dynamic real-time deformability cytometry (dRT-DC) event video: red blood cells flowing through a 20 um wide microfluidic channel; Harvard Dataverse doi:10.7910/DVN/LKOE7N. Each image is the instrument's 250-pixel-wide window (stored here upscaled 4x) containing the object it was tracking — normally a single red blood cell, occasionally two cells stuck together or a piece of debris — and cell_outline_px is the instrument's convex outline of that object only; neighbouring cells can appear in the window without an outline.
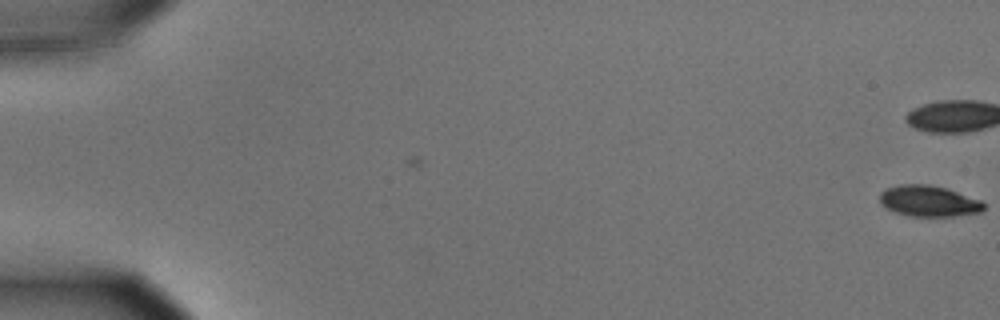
{"species": "common noctule bat (a hibernating species)", "species_latin": "Nyctalus noctula", "temperature_condition": "cold", "stored_images_in_passage": 5, "camera_frame_rate_fps": 3000, "um_per_image_px": 0.085, "animal": {"sex": "male", "body_mass_g": 15.6}, "frame": {"image": 1, "passage_image": 5, "time_ms": 1.333, "image_size_px": [1000, 320], "cell_outline_px": [[984, 208], [980, 212], [952, 216], [908, 216], [896, 212], [880, 204], [880, 192], [888, 188], [900, 184], [928, 184], [944, 188], [980, 200], [984, 204]], "centroid_in_image_um": [78.91, 17.09], "position_along_channel_um": 6.1, "area_um2": 18.5}}